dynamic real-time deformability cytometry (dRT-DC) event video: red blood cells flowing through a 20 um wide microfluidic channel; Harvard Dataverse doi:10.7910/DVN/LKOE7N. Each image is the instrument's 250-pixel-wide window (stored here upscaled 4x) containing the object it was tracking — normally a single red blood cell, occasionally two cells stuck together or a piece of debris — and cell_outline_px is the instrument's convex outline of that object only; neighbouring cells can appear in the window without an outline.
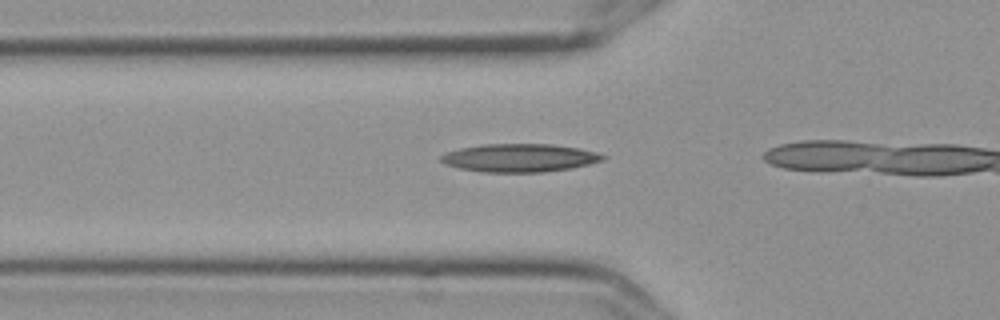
{"species": "Egyptian fruit bat (a non-hibernating species)", "species_latin": "Rousettus aegyptiacus", "temperature_condition": "cold", "stored_images_in_passage": 6, "camera_frame_rate_fps": 3000, "um_per_image_px": 0.085, "frame": {"image": 1, "passage_image": 2, "time_ms": 0.333, "image_size_px": [1000, 320], "cell_outline_px": [[608, 156], [604, 160], [572, 168], [544, 172], [480, 172], [460, 168], [444, 164], [440, 160], [440, 156], [444, 152], [460, 148], [480, 144], [552, 144], [580, 148], [596, 152]], "centroid_in_image_um": [44.15, 13.41], "position_along_channel_um": 81.6, "area_um2": 26.82}}
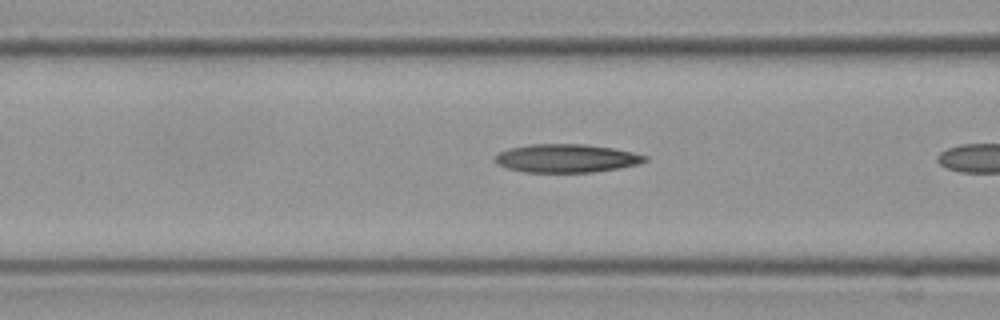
{"frame": {"image": 2, "passage_image": 5, "time_ms": 1.333, "image_size_px": [1000, 320], "cell_outline_px": [[648, 160], [636, 164], [620, 168], [592, 172], [524, 172], [508, 168], [496, 164], [492, 160], [500, 152], [508, 148], [532, 144], [584, 144], [612, 148], [632, 152], [648, 156]], "centroid_in_image_um": [48.12, 13.45], "position_along_channel_um": 118.5, "area_um2": 24.74}}